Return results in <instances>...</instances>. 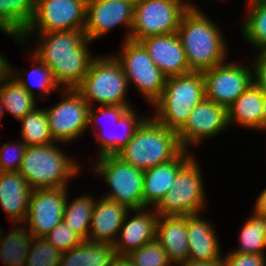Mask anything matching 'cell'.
<instances>
[{
	"mask_svg": "<svg viewBox=\"0 0 266 266\" xmlns=\"http://www.w3.org/2000/svg\"><path fill=\"white\" fill-rule=\"evenodd\" d=\"M41 35V42L44 43L37 49L35 56L48 66L59 86L76 88L94 60L90 58L86 46L91 41L83 30L52 31Z\"/></svg>",
	"mask_w": 266,
	"mask_h": 266,
	"instance_id": "cell-1",
	"label": "cell"
},
{
	"mask_svg": "<svg viewBox=\"0 0 266 266\" xmlns=\"http://www.w3.org/2000/svg\"><path fill=\"white\" fill-rule=\"evenodd\" d=\"M177 34L191 71L203 72L222 64L226 56L224 40L197 7L189 8L182 15Z\"/></svg>",
	"mask_w": 266,
	"mask_h": 266,
	"instance_id": "cell-2",
	"label": "cell"
},
{
	"mask_svg": "<svg viewBox=\"0 0 266 266\" xmlns=\"http://www.w3.org/2000/svg\"><path fill=\"white\" fill-rule=\"evenodd\" d=\"M183 150L176 131L148 118L116 155L145 171L175 159Z\"/></svg>",
	"mask_w": 266,
	"mask_h": 266,
	"instance_id": "cell-3",
	"label": "cell"
},
{
	"mask_svg": "<svg viewBox=\"0 0 266 266\" xmlns=\"http://www.w3.org/2000/svg\"><path fill=\"white\" fill-rule=\"evenodd\" d=\"M205 99V82L202 72H190L169 77L160 98L154 103V119L178 132L187 122L191 110Z\"/></svg>",
	"mask_w": 266,
	"mask_h": 266,
	"instance_id": "cell-4",
	"label": "cell"
},
{
	"mask_svg": "<svg viewBox=\"0 0 266 266\" xmlns=\"http://www.w3.org/2000/svg\"><path fill=\"white\" fill-rule=\"evenodd\" d=\"M78 168L51 143L27 146L18 171L36 190L66 187V180L76 175Z\"/></svg>",
	"mask_w": 266,
	"mask_h": 266,
	"instance_id": "cell-5",
	"label": "cell"
},
{
	"mask_svg": "<svg viewBox=\"0 0 266 266\" xmlns=\"http://www.w3.org/2000/svg\"><path fill=\"white\" fill-rule=\"evenodd\" d=\"M127 87V78L116 58L97 57L94 58L88 73L75 89L89 105L92 100H95L103 106H130L125 100Z\"/></svg>",
	"mask_w": 266,
	"mask_h": 266,
	"instance_id": "cell-6",
	"label": "cell"
},
{
	"mask_svg": "<svg viewBox=\"0 0 266 266\" xmlns=\"http://www.w3.org/2000/svg\"><path fill=\"white\" fill-rule=\"evenodd\" d=\"M195 6L179 0H135L134 19L126 40L176 33L182 15Z\"/></svg>",
	"mask_w": 266,
	"mask_h": 266,
	"instance_id": "cell-7",
	"label": "cell"
},
{
	"mask_svg": "<svg viewBox=\"0 0 266 266\" xmlns=\"http://www.w3.org/2000/svg\"><path fill=\"white\" fill-rule=\"evenodd\" d=\"M95 171L106 179L112 189L105 198L126 206L130 211L143 208L144 171L117 155L100 157Z\"/></svg>",
	"mask_w": 266,
	"mask_h": 266,
	"instance_id": "cell-8",
	"label": "cell"
},
{
	"mask_svg": "<svg viewBox=\"0 0 266 266\" xmlns=\"http://www.w3.org/2000/svg\"><path fill=\"white\" fill-rule=\"evenodd\" d=\"M196 160L191 158L177 173L173 187L156 205L158 216L199 213L204 203L203 180Z\"/></svg>",
	"mask_w": 266,
	"mask_h": 266,
	"instance_id": "cell-9",
	"label": "cell"
},
{
	"mask_svg": "<svg viewBox=\"0 0 266 266\" xmlns=\"http://www.w3.org/2000/svg\"><path fill=\"white\" fill-rule=\"evenodd\" d=\"M124 43L122 56L116 60L121 64L127 82L132 80L146 99L154 104L162 95L167 78L140 42L128 39Z\"/></svg>",
	"mask_w": 266,
	"mask_h": 266,
	"instance_id": "cell-10",
	"label": "cell"
},
{
	"mask_svg": "<svg viewBox=\"0 0 266 266\" xmlns=\"http://www.w3.org/2000/svg\"><path fill=\"white\" fill-rule=\"evenodd\" d=\"M86 4L87 0H36L32 22L17 40L25 39L36 25L41 33L84 30Z\"/></svg>",
	"mask_w": 266,
	"mask_h": 266,
	"instance_id": "cell-11",
	"label": "cell"
},
{
	"mask_svg": "<svg viewBox=\"0 0 266 266\" xmlns=\"http://www.w3.org/2000/svg\"><path fill=\"white\" fill-rule=\"evenodd\" d=\"M205 98L228 107L253 84V73L245 66L219 64L202 72Z\"/></svg>",
	"mask_w": 266,
	"mask_h": 266,
	"instance_id": "cell-12",
	"label": "cell"
},
{
	"mask_svg": "<svg viewBox=\"0 0 266 266\" xmlns=\"http://www.w3.org/2000/svg\"><path fill=\"white\" fill-rule=\"evenodd\" d=\"M67 98L50 109H45L49 130L54 141L73 140L88 127L90 106L75 88H65Z\"/></svg>",
	"mask_w": 266,
	"mask_h": 266,
	"instance_id": "cell-13",
	"label": "cell"
},
{
	"mask_svg": "<svg viewBox=\"0 0 266 266\" xmlns=\"http://www.w3.org/2000/svg\"><path fill=\"white\" fill-rule=\"evenodd\" d=\"M66 187L32 190L26 221L32 237H44L63 220Z\"/></svg>",
	"mask_w": 266,
	"mask_h": 266,
	"instance_id": "cell-14",
	"label": "cell"
},
{
	"mask_svg": "<svg viewBox=\"0 0 266 266\" xmlns=\"http://www.w3.org/2000/svg\"><path fill=\"white\" fill-rule=\"evenodd\" d=\"M135 0H87L84 33L88 40L99 38L117 24L131 32Z\"/></svg>",
	"mask_w": 266,
	"mask_h": 266,
	"instance_id": "cell-15",
	"label": "cell"
},
{
	"mask_svg": "<svg viewBox=\"0 0 266 266\" xmlns=\"http://www.w3.org/2000/svg\"><path fill=\"white\" fill-rule=\"evenodd\" d=\"M228 124L227 108L205 98L191 110L186 124L177 132L180 144L186 150L187 143L216 135Z\"/></svg>",
	"mask_w": 266,
	"mask_h": 266,
	"instance_id": "cell-16",
	"label": "cell"
},
{
	"mask_svg": "<svg viewBox=\"0 0 266 266\" xmlns=\"http://www.w3.org/2000/svg\"><path fill=\"white\" fill-rule=\"evenodd\" d=\"M139 42L166 78L192 72L177 32L147 37Z\"/></svg>",
	"mask_w": 266,
	"mask_h": 266,
	"instance_id": "cell-17",
	"label": "cell"
},
{
	"mask_svg": "<svg viewBox=\"0 0 266 266\" xmlns=\"http://www.w3.org/2000/svg\"><path fill=\"white\" fill-rule=\"evenodd\" d=\"M92 109V106H90L88 112V126L92 125L94 121L96 124V120L98 121L99 117L98 115L102 114L103 116H109L112 122H115L116 125H119L125 129L122 137L114 136L115 134H111L112 132L108 133L109 135L106 132L104 133L105 135H98L97 138L100 139L99 142L101 144L99 153L100 157L105 155H116L127 144L137 129L146 120V118H144L142 121L138 122V119H136L137 116L134 114L130 106L105 105L100 107V109L97 111L98 114H95V111Z\"/></svg>",
	"mask_w": 266,
	"mask_h": 266,
	"instance_id": "cell-18",
	"label": "cell"
},
{
	"mask_svg": "<svg viewBox=\"0 0 266 266\" xmlns=\"http://www.w3.org/2000/svg\"><path fill=\"white\" fill-rule=\"evenodd\" d=\"M183 150L175 159L144 171L143 208L156 206L173 187L178 171L192 158Z\"/></svg>",
	"mask_w": 266,
	"mask_h": 266,
	"instance_id": "cell-19",
	"label": "cell"
},
{
	"mask_svg": "<svg viewBox=\"0 0 266 266\" xmlns=\"http://www.w3.org/2000/svg\"><path fill=\"white\" fill-rule=\"evenodd\" d=\"M142 210V211H141ZM133 210L138 214L128 220L126 217L119 230L120 239L115 240L114 248L117 256H126L129 252L139 249L141 246L156 238L157 212H145V208ZM140 212V213H139ZM152 214V215H151Z\"/></svg>",
	"mask_w": 266,
	"mask_h": 266,
	"instance_id": "cell-20",
	"label": "cell"
},
{
	"mask_svg": "<svg viewBox=\"0 0 266 266\" xmlns=\"http://www.w3.org/2000/svg\"><path fill=\"white\" fill-rule=\"evenodd\" d=\"M32 188L19 171H0V202L11 220H26Z\"/></svg>",
	"mask_w": 266,
	"mask_h": 266,
	"instance_id": "cell-21",
	"label": "cell"
},
{
	"mask_svg": "<svg viewBox=\"0 0 266 266\" xmlns=\"http://www.w3.org/2000/svg\"><path fill=\"white\" fill-rule=\"evenodd\" d=\"M156 239L165 250L169 261L182 263L188 260L187 215L159 216Z\"/></svg>",
	"mask_w": 266,
	"mask_h": 266,
	"instance_id": "cell-22",
	"label": "cell"
},
{
	"mask_svg": "<svg viewBox=\"0 0 266 266\" xmlns=\"http://www.w3.org/2000/svg\"><path fill=\"white\" fill-rule=\"evenodd\" d=\"M128 211L126 206L107 198L95 202L90 225L94 239L90 237L87 240L114 245L115 234L120 230Z\"/></svg>",
	"mask_w": 266,
	"mask_h": 266,
	"instance_id": "cell-23",
	"label": "cell"
},
{
	"mask_svg": "<svg viewBox=\"0 0 266 266\" xmlns=\"http://www.w3.org/2000/svg\"><path fill=\"white\" fill-rule=\"evenodd\" d=\"M188 260L222 261L219 244L212 226L196 214L187 215Z\"/></svg>",
	"mask_w": 266,
	"mask_h": 266,
	"instance_id": "cell-24",
	"label": "cell"
},
{
	"mask_svg": "<svg viewBox=\"0 0 266 266\" xmlns=\"http://www.w3.org/2000/svg\"><path fill=\"white\" fill-rule=\"evenodd\" d=\"M228 122L266 129V95L253 83L227 109Z\"/></svg>",
	"mask_w": 266,
	"mask_h": 266,
	"instance_id": "cell-25",
	"label": "cell"
},
{
	"mask_svg": "<svg viewBox=\"0 0 266 266\" xmlns=\"http://www.w3.org/2000/svg\"><path fill=\"white\" fill-rule=\"evenodd\" d=\"M9 68L6 59L0 56V98L4 110H8L20 120L35 109V97L12 77L15 73Z\"/></svg>",
	"mask_w": 266,
	"mask_h": 266,
	"instance_id": "cell-26",
	"label": "cell"
},
{
	"mask_svg": "<svg viewBox=\"0 0 266 266\" xmlns=\"http://www.w3.org/2000/svg\"><path fill=\"white\" fill-rule=\"evenodd\" d=\"M117 257L112 244L83 240L62 252L59 266H112Z\"/></svg>",
	"mask_w": 266,
	"mask_h": 266,
	"instance_id": "cell-27",
	"label": "cell"
},
{
	"mask_svg": "<svg viewBox=\"0 0 266 266\" xmlns=\"http://www.w3.org/2000/svg\"><path fill=\"white\" fill-rule=\"evenodd\" d=\"M35 4L36 0H0V29L19 39L32 22Z\"/></svg>",
	"mask_w": 266,
	"mask_h": 266,
	"instance_id": "cell-28",
	"label": "cell"
},
{
	"mask_svg": "<svg viewBox=\"0 0 266 266\" xmlns=\"http://www.w3.org/2000/svg\"><path fill=\"white\" fill-rule=\"evenodd\" d=\"M24 230L17 228L11 231L7 237L0 238V258L8 266H25L27 254L32 236ZM0 232V237H1Z\"/></svg>",
	"mask_w": 266,
	"mask_h": 266,
	"instance_id": "cell-29",
	"label": "cell"
},
{
	"mask_svg": "<svg viewBox=\"0 0 266 266\" xmlns=\"http://www.w3.org/2000/svg\"><path fill=\"white\" fill-rule=\"evenodd\" d=\"M93 198L82 196L75 199L71 204L66 202L63 221L84 240L90 238L88 227L91 225L94 209ZM69 204V205H68Z\"/></svg>",
	"mask_w": 266,
	"mask_h": 266,
	"instance_id": "cell-30",
	"label": "cell"
},
{
	"mask_svg": "<svg viewBox=\"0 0 266 266\" xmlns=\"http://www.w3.org/2000/svg\"><path fill=\"white\" fill-rule=\"evenodd\" d=\"M22 136L26 146L51 144L53 137L49 130V122L45 110L36 108L20 119Z\"/></svg>",
	"mask_w": 266,
	"mask_h": 266,
	"instance_id": "cell-31",
	"label": "cell"
},
{
	"mask_svg": "<svg viewBox=\"0 0 266 266\" xmlns=\"http://www.w3.org/2000/svg\"><path fill=\"white\" fill-rule=\"evenodd\" d=\"M240 233L241 246L236 251L241 254H263L266 248V217L254 213Z\"/></svg>",
	"mask_w": 266,
	"mask_h": 266,
	"instance_id": "cell-32",
	"label": "cell"
},
{
	"mask_svg": "<svg viewBox=\"0 0 266 266\" xmlns=\"http://www.w3.org/2000/svg\"><path fill=\"white\" fill-rule=\"evenodd\" d=\"M251 10L248 19L243 26L245 38L259 46L261 50L266 49V0H248Z\"/></svg>",
	"mask_w": 266,
	"mask_h": 266,
	"instance_id": "cell-33",
	"label": "cell"
},
{
	"mask_svg": "<svg viewBox=\"0 0 266 266\" xmlns=\"http://www.w3.org/2000/svg\"><path fill=\"white\" fill-rule=\"evenodd\" d=\"M125 257L132 266H172L156 238L129 252Z\"/></svg>",
	"mask_w": 266,
	"mask_h": 266,
	"instance_id": "cell-34",
	"label": "cell"
},
{
	"mask_svg": "<svg viewBox=\"0 0 266 266\" xmlns=\"http://www.w3.org/2000/svg\"><path fill=\"white\" fill-rule=\"evenodd\" d=\"M29 250L25 266H59L60 264L62 252L44 237H32Z\"/></svg>",
	"mask_w": 266,
	"mask_h": 266,
	"instance_id": "cell-35",
	"label": "cell"
},
{
	"mask_svg": "<svg viewBox=\"0 0 266 266\" xmlns=\"http://www.w3.org/2000/svg\"><path fill=\"white\" fill-rule=\"evenodd\" d=\"M34 59L40 63V66L34 68L29 74L28 78L32 81H29L34 86L38 85L39 89H43V92L45 94H49L53 88L55 89L58 84L53 78V75L51 73V70L48 68V66L41 60H39L35 55ZM28 79V80H29ZM20 85H22L29 94H33L32 86L28 84L23 78H17L15 79Z\"/></svg>",
	"mask_w": 266,
	"mask_h": 266,
	"instance_id": "cell-36",
	"label": "cell"
},
{
	"mask_svg": "<svg viewBox=\"0 0 266 266\" xmlns=\"http://www.w3.org/2000/svg\"><path fill=\"white\" fill-rule=\"evenodd\" d=\"M44 238L61 252L76 247L84 240L79 234L67 226L63 220L45 235Z\"/></svg>",
	"mask_w": 266,
	"mask_h": 266,
	"instance_id": "cell-37",
	"label": "cell"
},
{
	"mask_svg": "<svg viewBox=\"0 0 266 266\" xmlns=\"http://www.w3.org/2000/svg\"><path fill=\"white\" fill-rule=\"evenodd\" d=\"M10 145L11 144L5 143L2 146V150L0 149V171H18L21 166L27 147L25 142H20V144H15L13 146ZM12 148H14V151L16 150V154H10L9 156L8 152H11L10 149Z\"/></svg>",
	"mask_w": 266,
	"mask_h": 266,
	"instance_id": "cell-38",
	"label": "cell"
},
{
	"mask_svg": "<svg viewBox=\"0 0 266 266\" xmlns=\"http://www.w3.org/2000/svg\"><path fill=\"white\" fill-rule=\"evenodd\" d=\"M223 266H265L264 254H241L232 252L223 258Z\"/></svg>",
	"mask_w": 266,
	"mask_h": 266,
	"instance_id": "cell-39",
	"label": "cell"
},
{
	"mask_svg": "<svg viewBox=\"0 0 266 266\" xmlns=\"http://www.w3.org/2000/svg\"><path fill=\"white\" fill-rule=\"evenodd\" d=\"M254 68L253 83L266 95V49L261 50Z\"/></svg>",
	"mask_w": 266,
	"mask_h": 266,
	"instance_id": "cell-40",
	"label": "cell"
},
{
	"mask_svg": "<svg viewBox=\"0 0 266 266\" xmlns=\"http://www.w3.org/2000/svg\"><path fill=\"white\" fill-rule=\"evenodd\" d=\"M257 214L265 216L266 217V189L260 193L256 204H255V210Z\"/></svg>",
	"mask_w": 266,
	"mask_h": 266,
	"instance_id": "cell-41",
	"label": "cell"
},
{
	"mask_svg": "<svg viewBox=\"0 0 266 266\" xmlns=\"http://www.w3.org/2000/svg\"><path fill=\"white\" fill-rule=\"evenodd\" d=\"M179 264L181 266H223L222 261L201 262V261L187 260Z\"/></svg>",
	"mask_w": 266,
	"mask_h": 266,
	"instance_id": "cell-42",
	"label": "cell"
},
{
	"mask_svg": "<svg viewBox=\"0 0 266 266\" xmlns=\"http://www.w3.org/2000/svg\"><path fill=\"white\" fill-rule=\"evenodd\" d=\"M112 266H132L125 256H118Z\"/></svg>",
	"mask_w": 266,
	"mask_h": 266,
	"instance_id": "cell-43",
	"label": "cell"
},
{
	"mask_svg": "<svg viewBox=\"0 0 266 266\" xmlns=\"http://www.w3.org/2000/svg\"><path fill=\"white\" fill-rule=\"evenodd\" d=\"M2 109V110H1ZM5 110H4V105H3V103H2V101H1V98H0V119L2 118V115H3V112H4Z\"/></svg>",
	"mask_w": 266,
	"mask_h": 266,
	"instance_id": "cell-44",
	"label": "cell"
}]
</instances>
